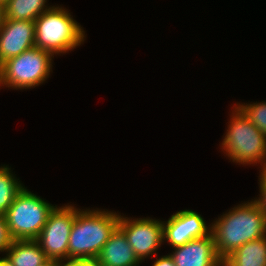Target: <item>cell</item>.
Returning a JSON list of instances; mask_svg holds the SVG:
<instances>
[{"instance_id":"15","label":"cell","mask_w":266,"mask_h":266,"mask_svg":"<svg viewBox=\"0 0 266 266\" xmlns=\"http://www.w3.org/2000/svg\"><path fill=\"white\" fill-rule=\"evenodd\" d=\"M46 3L47 0H8L4 5L5 19L35 21L53 7Z\"/></svg>"},{"instance_id":"12","label":"cell","mask_w":266,"mask_h":266,"mask_svg":"<svg viewBox=\"0 0 266 266\" xmlns=\"http://www.w3.org/2000/svg\"><path fill=\"white\" fill-rule=\"evenodd\" d=\"M100 266H140L124 232L117 227L97 257Z\"/></svg>"},{"instance_id":"3","label":"cell","mask_w":266,"mask_h":266,"mask_svg":"<svg viewBox=\"0 0 266 266\" xmlns=\"http://www.w3.org/2000/svg\"><path fill=\"white\" fill-rule=\"evenodd\" d=\"M232 109L229 125L219 145L221 151L238 165L260 164V169H266V135L235 104Z\"/></svg>"},{"instance_id":"16","label":"cell","mask_w":266,"mask_h":266,"mask_svg":"<svg viewBox=\"0 0 266 266\" xmlns=\"http://www.w3.org/2000/svg\"><path fill=\"white\" fill-rule=\"evenodd\" d=\"M9 165H0V214L4 215L25 185L12 172ZM19 180V181H18Z\"/></svg>"},{"instance_id":"7","label":"cell","mask_w":266,"mask_h":266,"mask_svg":"<svg viewBox=\"0 0 266 266\" xmlns=\"http://www.w3.org/2000/svg\"><path fill=\"white\" fill-rule=\"evenodd\" d=\"M64 205L53 209L36 239L46 258L60 262L68 260L70 231L76 213L80 209L73 204Z\"/></svg>"},{"instance_id":"2","label":"cell","mask_w":266,"mask_h":266,"mask_svg":"<svg viewBox=\"0 0 266 266\" xmlns=\"http://www.w3.org/2000/svg\"><path fill=\"white\" fill-rule=\"evenodd\" d=\"M120 212L105 209H79L71 227L68 260L97 258L118 227Z\"/></svg>"},{"instance_id":"1","label":"cell","mask_w":266,"mask_h":266,"mask_svg":"<svg viewBox=\"0 0 266 266\" xmlns=\"http://www.w3.org/2000/svg\"><path fill=\"white\" fill-rule=\"evenodd\" d=\"M211 225L222 261L243 244L266 236V214L254 199L235 205Z\"/></svg>"},{"instance_id":"10","label":"cell","mask_w":266,"mask_h":266,"mask_svg":"<svg viewBox=\"0 0 266 266\" xmlns=\"http://www.w3.org/2000/svg\"><path fill=\"white\" fill-rule=\"evenodd\" d=\"M35 47V25L30 20L4 19L0 31V66Z\"/></svg>"},{"instance_id":"9","label":"cell","mask_w":266,"mask_h":266,"mask_svg":"<svg viewBox=\"0 0 266 266\" xmlns=\"http://www.w3.org/2000/svg\"><path fill=\"white\" fill-rule=\"evenodd\" d=\"M191 209L179 210L173 213L163 223L164 242L173 248L184 245L190 240L202 238L211 234L212 225Z\"/></svg>"},{"instance_id":"18","label":"cell","mask_w":266,"mask_h":266,"mask_svg":"<svg viewBox=\"0 0 266 266\" xmlns=\"http://www.w3.org/2000/svg\"><path fill=\"white\" fill-rule=\"evenodd\" d=\"M13 239L11 238L8 227L6 224V219L4 215L0 214V254L5 253L7 248L11 245Z\"/></svg>"},{"instance_id":"19","label":"cell","mask_w":266,"mask_h":266,"mask_svg":"<svg viewBox=\"0 0 266 266\" xmlns=\"http://www.w3.org/2000/svg\"><path fill=\"white\" fill-rule=\"evenodd\" d=\"M259 197H255L254 200L258 203L262 211L266 214V169L259 170Z\"/></svg>"},{"instance_id":"14","label":"cell","mask_w":266,"mask_h":266,"mask_svg":"<svg viewBox=\"0 0 266 266\" xmlns=\"http://www.w3.org/2000/svg\"><path fill=\"white\" fill-rule=\"evenodd\" d=\"M5 254L14 266H39L47 259L36 240H13Z\"/></svg>"},{"instance_id":"22","label":"cell","mask_w":266,"mask_h":266,"mask_svg":"<svg viewBox=\"0 0 266 266\" xmlns=\"http://www.w3.org/2000/svg\"><path fill=\"white\" fill-rule=\"evenodd\" d=\"M61 262L55 259H46L39 266H60Z\"/></svg>"},{"instance_id":"24","label":"cell","mask_w":266,"mask_h":266,"mask_svg":"<svg viewBox=\"0 0 266 266\" xmlns=\"http://www.w3.org/2000/svg\"><path fill=\"white\" fill-rule=\"evenodd\" d=\"M4 19H5L4 6L0 4V31H1Z\"/></svg>"},{"instance_id":"17","label":"cell","mask_w":266,"mask_h":266,"mask_svg":"<svg viewBox=\"0 0 266 266\" xmlns=\"http://www.w3.org/2000/svg\"><path fill=\"white\" fill-rule=\"evenodd\" d=\"M256 128L266 135V102L235 103Z\"/></svg>"},{"instance_id":"20","label":"cell","mask_w":266,"mask_h":266,"mask_svg":"<svg viewBox=\"0 0 266 266\" xmlns=\"http://www.w3.org/2000/svg\"><path fill=\"white\" fill-rule=\"evenodd\" d=\"M60 266H100L97 258L69 259L61 262Z\"/></svg>"},{"instance_id":"4","label":"cell","mask_w":266,"mask_h":266,"mask_svg":"<svg viewBox=\"0 0 266 266\" xmlns=\"http://www.w3.org/2000/svg\"><path fill=\"white\" fill-rule=\"evenodd\" d=\"M35 47L50 52L53 56L65 55L82 45L85 30L73 18L67 8L53 5L34 21Z\"/></svg>"},{"instance_id":"21","label":"cell","mask_w":266,"mask_h":266,"mask_svg":"<svg viewBox=\"0 0 266 266\" xmlns=\"http://www.w3.org/2000/svg\"><path fill=\"white\" fill-rule=\"evenodd\" d=\"M152 266H175V263L173 258L167 254L164 256L162 255L159 258L157 257Z\"/></svg>"},{"instance_id":"5","label":"cell","mask_w":266,"mask_h":266,"mask_svg":"<svg viewBox=\"0 0 266 266\" xmlns=\"http://www.w3.org/2000/svg\"><path fill=\"white\" fill-rule=\"evenodd\" d=\"M53 58L50 52L33 47L8 59L0 66V87L26 90L43 84L53 72Z\"/></svg>"},{"instance_id":"25","label":"cell","mask_w":266,"mask_h":266,"mask_svg":"<svg viewBox=\"0 0 266 266\" xmlns=\"http://www.w3.org/2000/svg\"><path fill=\"white\" fill-rule=\"evenodd\" d=\"M8 0H0V4H2L3 6L7 3Z\"/></svg>"},{"instance_id":"8","label":"cell","mask_w":266,"mask_h":266,"mask_svg":"<svg viewBox=\"0 0 266 266\" xmlns=\"http://www.w3.org/2000/svg\"><path fill=\"white\" fill-rule=\"evenodd\" d=\"M118 227L124 232L135 256L142 263L146 258L157 257V250L164 243L163 223L151 217H119Z\"/></svg>"},{"instance_id":"13","label":"cell","mask_w":266,"mask_h":266,"mask_svg":"<svg viewBox=\"0 0 266 266\" xmlns=\"http://www.w3.org/2000/svg\"><path fill=\"white\" fill-rule=\"evenodd\" d=\"M223 266H266V236L237 248L223 260Z\"/></svg>"},{"instance_id":"23","label":"cell","mask_w":266,"mask_h":266,"mask_svg":"<svg viewBox=\"0 0 266 266\" xmlns=\"http://www.w3.org/2000/svg\"><path fill=\"white\" fill-rule=\"evenodd\" d=\"M0 266H14L9 257L4 254V257H0Z\"/></svg>"},{"instance_id":"6","label":"cell","mask_w":266,"mask_h":266,"mask_svg":"<svg viewBox=\"0 0 266 266\" xmlns=\"http://www.w3.org/2000/svg\"><path fill=\"white\" fill-rule=\"evenodd\" d=\"M56 206L24 187L4 214L11 238L36 240Z\"/></svg>"},{"instance_id":"11","label":"cell","mask_w":266,"mask_h":266,"mask_svg":"<svg viewBox=\"0 0 266 266\" xmlns=\"http://www.w3.org/2000/svg\"><path fill=\"white\" fill-rule=\"evenodd\" d=\"M173 250L169 255L173 258L175 266H223V261L216 252L212 233L190 240Z\"/></svg>"}]
</instances>
